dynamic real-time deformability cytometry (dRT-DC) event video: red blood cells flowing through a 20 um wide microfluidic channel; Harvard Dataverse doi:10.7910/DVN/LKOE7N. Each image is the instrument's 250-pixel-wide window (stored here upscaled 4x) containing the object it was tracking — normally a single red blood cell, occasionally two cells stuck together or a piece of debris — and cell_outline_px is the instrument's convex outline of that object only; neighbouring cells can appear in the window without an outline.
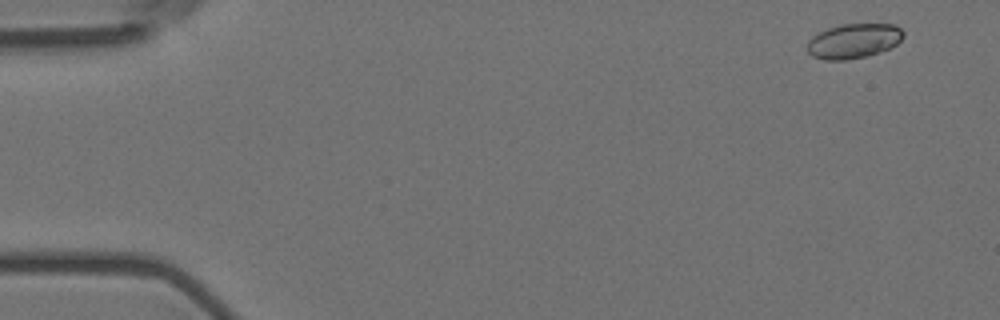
{"species": "Egyptian fruit bat (a non-hibernating species)", "species_latin": "Rousettus aegyptiacus", "temperature_condition": "room temperature", "stored_images_in_passage": 4, "camera_frame_rate_fps": 3000, "um_per_image_px": 0.085, "animal": {"sex": "female"}, "frame": {"image": 1, "passage_image": 1, "time_ms": 0.0, "image_size_px": [1000, 320], "cell_outline_px": [[904, 36], [896, 44], [880, 52], [848, 60], [824, 60], [812, 56], [808, 52], [808, 40], [812, 36], [828, 28], [840, 24], [896, 24], [904, 32]], "centroid_in_image_um": [72.55, 3.48], "position_along_channel_um": 12.4, "area_um2": 19.42}}
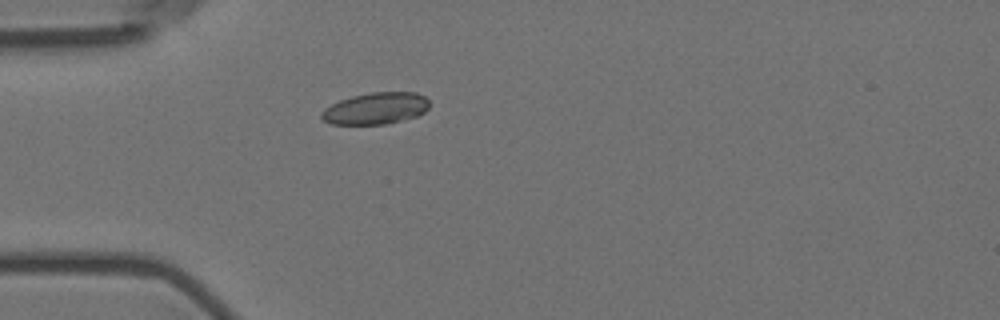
{"frame": {"image": 2, "passage_image": 4, "time_ms": 1.0, "image_size_px": [1000, 320], "cell_outline_px": [[428, 108], [424, 112], [416, 116], [404, 120], [384, 124], [332, 124], [324, 120], [320, 116], [320, 112], [324, 108], [340, 100], [352, 96], [372, 92], [416, 92], [424, 96], [428, 100]], "centroid_in_image_um": [31.93, 9.21], "position_along_channel_um": 53.1, "area_um2": 19.88}}